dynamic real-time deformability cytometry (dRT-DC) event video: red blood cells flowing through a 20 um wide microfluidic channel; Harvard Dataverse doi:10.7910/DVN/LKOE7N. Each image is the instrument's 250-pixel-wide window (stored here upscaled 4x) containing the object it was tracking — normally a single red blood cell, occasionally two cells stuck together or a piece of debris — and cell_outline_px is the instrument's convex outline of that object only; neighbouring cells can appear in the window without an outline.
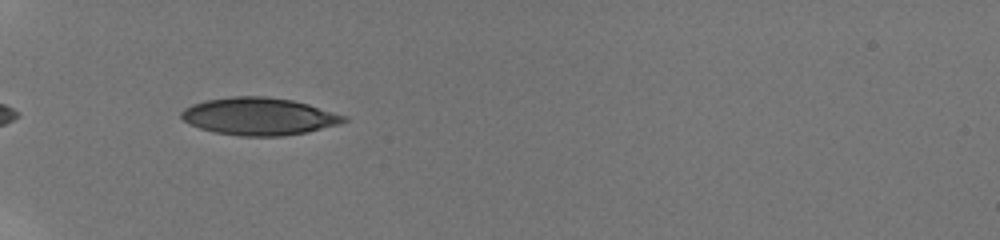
{"species": "human", "species_latin": "Homo sapiens", "temperature_condition": "room temperature", "stored_images_in_passage": 3, "camera_frame_rate_fps": 3000, "um_per_image_px": 0.085, "donor": {"sex": "male"}, "frame": {"image": 1, "passage_image": 1, "time_ms": 0.0, "image_size_px": [1000, 240], "cell_outline_px": [[348, 120], [340, 124], [308, 132], [280, 136], [240, 136], [216, 132], [200, 128], [184, 120], [180, 116], [180, 112], [184, 108], [192, 104], [204, 100], [232, 96], [268, 96], [292, 100], [308, 104], [348, 116]], "centroid_in_image_um": [22.04, 9.88], "position_along_channel_um": 63.0, "area_um2": 35.55}}